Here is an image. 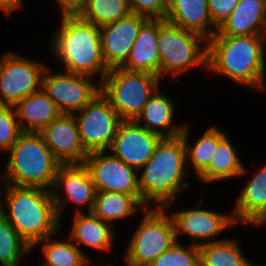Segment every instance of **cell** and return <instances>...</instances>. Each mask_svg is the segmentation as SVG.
<instances>
[{"mask_svg":"<svg viewBox=\"0 0 266 266\" xmlns=\"http://www.w3.org/2000/svg\"><path fill=\"white\" fill-rule=\"evenodd\" d=\"M59 191H65L66 200ZM51 192L59 219L69 202L78 206L76 213L82 212L78 209L81 206L87 207V212H92L96 189L84 164H61Z\"/></svg>","mask_w":266,"mask_h":266,"instance_id":"cell-13","label":"cell"},{"mask_svg":"<svg viewBox=\"0 0 266 266\" xmlns=\"http://www.w3.org/2000/svg\"><path fill=\"white\" fill-rule=\"evenodd\" d=\"M40 134L61 164H83L88 153L82 145L73 114H61Z\"/></svg>","mask_w":266,"mask_h":266,"instance_id":"cell-17","label":"cell"},{"mask_svg":"<svg viewBox=\"0 0 266 266\" xmlns=\"http://www.w3.org/2000/svg\"><path fill=\"white\" fill-rule=\"evenodd\" d=\"M69 238L80 248L79 244L92 249L110 251L116 238L112 226L92 212H79L73 219Z\"/></svg>","mask_w":266,"mask_h":266,"instance_id":"cell-24","label":"cell"},{"mask_svg":"<svg viewBox=\"0 0 266 266\" xmlns=\"http://www.w3.org/2000/svg\"><path fill=\"white\" fill-rule=\"evenodd\" d=\"M199 203L195 208L171 213L176 227L177 241H179L180 234L191 237V244L196 246L224 240L215 237L236 224L232 213L220 214L212 210L202 209ZM200 240L201 242H199Z\"/></svg>","mask_w":266,"mask_h":266,"instance_id":"cell-14","label":"cell"},{"mask_svg":"<svg viewBox=\"0 0 266 266\" xmlns=\"http://www.w3.org/2000/svg\"><path fill=\"white\" fill-rule=\"evenodd\" d=\"M158 34L159 18H148L140 27L129 56L121 68L148 72L160 77Z\"/></svg>","mask_w":266,"mask_h":266,"instance_id":"cell-18","label":"cell"},{"mask_svg":"<svg viewBox=\"0 0 266 266\" xmlns=\"http://www.w3.org/2000/svg\"><path fill=\"white\" fill-rule=\"evenodd\" d=\"M160 139L159 135L148 131L135 120L122 121L109 150L112 155L139 171L151 158Z\"/></svg>","mask_w":266,"mask_h":266,"instance_id":"cell-15","label":"cell"},{"mask_svg":"<svg viewBox=\"0 0 266 266\" xmlns=\"http://www.w3.org/2000/svg\"><path fill=\"white\" fill-rule=\"evenodd\" d=\"M165 20L185 30L210 39L217 27L213 24L207 0H169Z\"/></svg>","mask_w":266,"mask_h":266,"instance_id":"cell-21","label":"cell"},{"mask_svg":"<svg viewBox=\"0 0 266 266\" xmlns=\"http://www.w3.org/2000/svg\"><path fill=\"white\" fill-rule=\"evenodd\" d=\"M22 0H0V9L4 14L10 16L13 10L20 8L22 5Z\"/></svg>","mask_w":266,"mask_h":266,"instance_id":"cell-37","label":"cell"},{"mask_svg":"<svg viewBox=\"0 0 266 266\" xmlns=\"http://www.w3.org/2000/svg\"><path fill=\"white\" fill-rule=\"evenodd\" d=\"M188 132V126L185 125L181 136L186 146V158L199 177L210 166L214 149L226 134L218 127L212 126L206 129L193 145L189 146L187 144Z\"/></svg>","mask_w":266,"mask_h":266,"instance_id":"cell-27","label":"cell"},{"mask_svg":"<svg viewBox=\"0 0 266 266\" xmlns=\"http://www.w3.org/2000/svg\"><path fill=\"white\" fill-rule=\"evenodd\" d=\"M61 16H80L87 8L90 0H57Z\"/></svg>","mask_w":266,"mask_h":266,"instance_id":"cell-36","label":"cell"},{"mask_svg":"<svg viewBox=\"0 0 266 266\" xmlns=\"http://www.w3.org/2000/svg\"><path fill=\"white\" fill-rule=\"evenodd\" d=\"M266 28V0H240L230 16L213 36H250L264 34Z\"/></svg>","mask_w":266,"mask_h":266,"instance_id":"cell-20","label":"cell"},{"mask_svg":"<svg viewBox=\"0 0 266 266\" xmlns=\"http://www.w3.org/2000/svg\"><path fill=\"white\" fill-rule=\"evenodd\" d=\"M14 108L22 132L40 133L62 114L42 89L20 100Z\"/></svg>","mask_w":266,"mask_h":266,"instance_id":"cell-22","label":"cell"},{"mask_svg":"<svg viewBox=\"0 0 266 266\" xmlns=\"http://www.w3.org/2000/svg\"><path fill=\"white\" fill-rule=\"evenodd\" d=\"M52 38L56 59L65 64V71L86 76L100 75L101 81L109 72L101 46L100 27L80 16H61V25Z\"/></svg>","mask_w":266,"mask_h":266,"instance_id":"cell-3","label":"cell"},{"mask_svg":"<svg viewBox=\"0 0 266 266\" xmlns=\"http://www.w3.org/2000/svg\"><path fill=\"white\" fill-rule=\"evenodd\" d=\"M8 152L3 184L52 190L61 163L40 133L22 132Z\"/></svg>","mask_w":266,"mask_h":266,"instance_id":"cell-5","label":"cell"},{"mask_svg":"<svg viewBox=\"0 0 266 266\" xmlns=\"http://www.w3.org/2000/svg\"><path fill=\"white\" fill-rule=\"evenodd\" d=\"M46 68L42 90L53 100L62 114H74L89 104L100 92L101 83L90 76L76 73H51Z\"/></svg>","mask_w":266,"mask_h":266,"instance_id":"cell-11","label":"cell"},{"mask_svg":"<svg viewBox=\"0 0 266 266\" xmlns=\"http://www.w3.org/2000/svg\"><path fill=\"white\" fill-rule=\"evenodd\" d=\"M207 43L208 39L202 35L159 18L160 78L170 73L178 77L183 72L199 66L207 69Z\"/></svg>","mask_w":266,"mask_h":266,"instance_id":"cell-6","label":"cell"},{"mask_svg":"<svg viewBox=\"0 0 266 266\" xmlns=\"http://www.w3.org/2000/svg\"><path fill=\"white\" fill-rule=\"evenodd\" d=\"M83 164L95 186L96 192H117L141 197L138 170L128 166L105 151L89 153Z\"/></svg>","mask_w":266,"mask_h":266,"instance_id":"cell-12","label":"cell"},{"mask_svg":"<svg viewBox=\"0 0 266 266\" xmlns=\"http://www.w3.org/2000/svg\"><path fill=\"white\" fill-rule=\"evenodd\" d=\"M46 66L19 54L8 52L0 61V105L15 106L42 89Z\"/></svg>","mask_w":266,"mask_h":266,"instance_id":"cell-10","label":"cell"},{"mask_svg":"<svg viewBox=\"0 0 266 266\" xmlns=\"http://www.w3.org/2000/svg\"><path fill=\"white\" fill-rule=\"evenodd\" d=\"M139 207L142 210L146 208L141 197L117 192H96L92 213L114 227L115 221L131 216Z\"/></svg>","mask_w":266,"mask_h":266,"instance_id":"cell-26","label":"cell"},{"mask_svg":"<svg viewBox=\"0 0 266 266\" xmlns=\"http://www.w3.org/2000/svg\"><path fill=\"white\" fill-rule=\"evenodd\" d=\"M231 213L236 224H266V164L245 184Z\"/></svg>","mask_w":266,"mask_h":266,"instance_id":"cell-19","label":"cell"},{"mask_svg":"<svg viewBox=\"0 0 266 266\" xmlns=\"http://www.w3.org/2000/svg\"><path fill=\"white\" fill-rule=\"evenodd\" d=\"M132 13L147 18H164L168 10L169 0H129Z\"/></svg>","mask_w":266,"mask_h":266,"instance_id":"cell-34","label":"cell"},{"mask_svg":"<svg viewBox=\"0 0 266 266\" xmlns=\"http://www.w3.org/2000/svg\"><path fill=\"white\" fill-rule=\"evenodd\" d=\"M32 247L0 211V266L19 263Z\"/></svg>","mask_w":266,"mask_h":266,"instance_id":"cell-31","label":"cell"},{"mask_svg":"<svg viewBox=\"0 0 266 266\" xmlns=\"http://www.w3.org/2000/svg\"><path fill=\"white\" fill-rule=\"evenodd\" d=\"M21 133L14 106L0 105V150L8 151Z\"/></svg>","mask_w":266,"mask_h":266,"instance_id":"cell-33","label":"cell"},{"mask_svg":"<svg viewBox=\"0 0 266 266\" xmlns=\"http://www.w3.org/2000/svg\"><path fill=\"white\" fill-rule=\"evenodd\" d=\"M148 18L131 13L100 27L104 61L109 69L121 67L127 60L139 29Z\"/></svg>","mask_w":266,"mask_h":266,"instance_id":"cell-16","label":"cell"},{"mask_svg":"<svg viewBox=\"0 0 266 266\" xmlns=\"http://www.w3.org/2000/svg\"><path fill=\"white\" fill-rule=\"evenodd\" d=\"M240 0H207L213 24L218 27L226 20Z\"/></svg>","mask_w":266,"mask_h":266,"instance_id":"cell-35","label":"cell"},{"mask_svg":"<svg viewBox=\"0 0 266 266\" xmlns=\"http://www.w3.org/2000/svg\"><path fill=\"white\" fill-rule=\"evenodd\" d=\"M149 266H200L199 246H182L179 241L159 255Z\"/></svg>","mask_w":266,"mask_h":266,"instance_id":"cell-32","label":"cell"},{"mask_svg":"<svg viewBox=\"0 0 266 266\" xmlns=\"http://www.w3.org/2000/svg\"><path fill=\"white\" fill-rule=\"evenodd\" d=\"M186 162V146L181 135L159 140L151 158L140 169L142 174L138 175L141 200L146 208L152 203L158 204V208H168L179 191L189 186V181H184L190 176Z\"/></svg>","mask_w":266,"mask_h":266,"instance_id":"cell-2","label":"cell"},{"mask_svg":"<svg viewBox=\"0 0 266 266\" xmlns=\"http://www.w3.org/2000/svg\"><path fill=\"white\" fill-rule=\"evenodd\" d=\"M19 263H16V264H12V265H3V266H18Z\"/></svg>","mask_w":266,"mask_h":266,"instance_id":"cell-38","label":"cell"},{"mask_svg":"<svg viewBox=\"0 0 266 266\" xmlns=\"http://www.w3.org/2000/svg\"><path fill=\"white\" fill-rule=\"evenodd\" d=\"M80 139L89 153L109 151L119 125L123 121L110 101L100 92L83 109L73 114Z\"/></svg>","mask_w":266,"mask_h":266,"instance_id":"cell-9","label":"cell"},{"mask_svg":"<svg viewBox=\"0 0 266 266\" xmlns=\"http://www.w3.org/2000/svg\"><path fill=\"white\" fill-rule=\"evenodd\" d=\"M4 190L9 212L1 204V195L0 211L31 247L61 229L51 191L6 183Z\"/></svg>","mask_w":266,"mask_h":266,"instance_id":"cell-4","label":"cell"},{"mask_svg":"<svg viewBox=\"0 0 266 266\" xmlns=\"http://www.w3.org/2000/svg\"><path fill=\"white\" fill-rule=\"evenodd\" d=\"M169 208L147 207L140 225L129 241L127 266H149L177 242L176 227Z\"/></svg>","mask_w":266,"mask_h":266,"instance_id":"cell-8","label":"cell"},{"mask_svg":"<svg viewBox=\"0 0 266 266\" xmlns=\"http://www.w3.org/2000/svg\"><path fill=\"white\" fill-rule=\"evenodd\" d=\"M159 91L151 96L135 121L161 138L177 137L181 135L184 125L173 124L174 102Z\"/></svg>","mask_w":266,"mask_h":266,"instance_id":"cell-23","label":"cell"},{"mask_svg":"<svg viewBox=\"0 0 266 266\" xmlns=\"http://www.w3.org/2000/svg\"><path fill=\"white\" fill-rule=\"evenodd\" d=\"M160 80L156 74L113 68L101 83V93L123 121H132L158 90Z\"/></svg>","mask_w":266,"mask_h":266,"instance_id":"cell-7","label":"cell"},{"mask_svg":"<svg viewBox=\"0 0 266 266\" xmlns=\"http://www.w3.org/2000/svg\"><path fill=\"white\" fill-rule=\"evenodd\" d=\"M264 34L250 36H212L208 39L207 71L266 90V61Z\"/></svg>","mask_w":266,"mask_h":266,"instance_id":"cell-1","label":"cell"},{"mask_svg":"<svg viewBox=\"0 0 266 266\" xmlns=\"http://www.w3.org/2000/svg\"><path fill=\"white\" fill-rule=\"evenodd\" d=\"M234 239L199 246L200 266H250L252 262L241 253Z\"/></svg>","mask_w":266,"mask_h":266,"instance_id":"cell-29","label":"cell"},{"mask_svg":"<svg viewBox=\"0 0 266 266\" xmlns=\"http://www.w3.org/2000/svg\"><path fill=\"white\" fill-rule=\"evenodd\" d=\"M51 237L39 241L32 247L33 249L36 245H42V253L46 259L42 266H89L90 259L70 238L65 242L52 240Z\"/></svg>","mask_w":266,"mask_h":266,"instance_id":"cell-28","label":"cell"},{"mask_svg":"<svg viewBox=\"0 0 266 266\" xmlns=\"http://www.w3.org/2000/svg\"><path fill=\"white\" fill-rule=\"evenodd\" d=\"M232 143L225 135L214 149L210 166L198 177L202 183H211L242 176L247 172Z\"/></svg>","mask_w":266,"mask_h":266,"instance_id":"cell-25","label":"cell"},{"mask_svg":"<svg viewBox=\"0 0 266 266\" xmlns=\"http://www.w3.org/2000/svg\"><path fill=\"white\" fill-rule=\"evenodd\" d=\"M131 13L129 0H90L80 17L87 22L102 27Z\"/></svg>","mask_w":266,"mask_h":266,"instance_id":"cell-30","label":"cell"},{"mask_svg":"<svg viewBox=\"0 0 266 266\" xmlns=\"http://www.w3.org/2000/svg\"><path fill=\"white\" fill-rule=\"evenodd\" d=\"M250 266H258V264L256 265V264L252 263Z\"/></svg>","mask_w":266,"mask_h":266,"instance_id":"cell-39","label":"cell"}]
</instances>
